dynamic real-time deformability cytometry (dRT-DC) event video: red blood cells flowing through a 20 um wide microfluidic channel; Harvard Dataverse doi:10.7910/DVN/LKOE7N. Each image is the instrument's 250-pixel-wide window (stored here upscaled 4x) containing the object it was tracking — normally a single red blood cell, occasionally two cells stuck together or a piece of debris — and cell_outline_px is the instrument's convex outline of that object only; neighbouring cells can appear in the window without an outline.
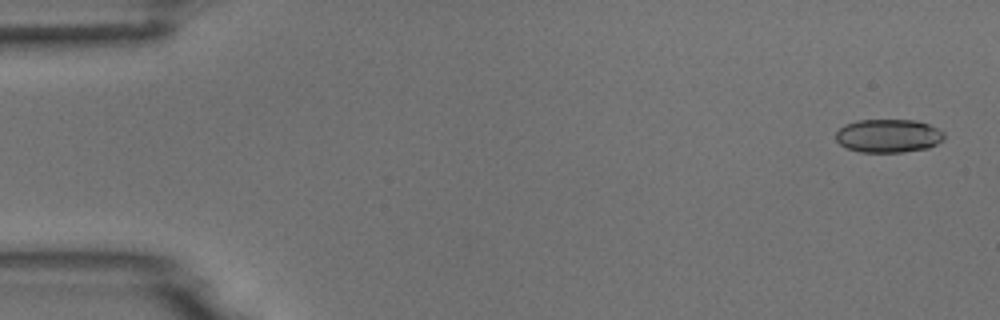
{"species": "common noctule bat (a hibernating species)", "species_latin": "Nyctalus noctula", "temperature_condition": "room temperature", "stored_images_in_passage": 7, "camera_frame_rate_fps": 3000, "um_per_image_px": 0.085, "animal": {"sex": "male", "body_mass_g": 18.8}, "frame": {"image": 1, "passage_image": 1, "time_ms": 0.0, "image_size_px": [1000, 320], "cell_outline_px": [[944, 140], [928, 148], [904, 152], [860, 152], [848, 148], [840, 144], [836, 140], [836, 132], [844, 124], [856, 120], [916, 120], [928, 124], [944, 132]], "centroid_in_image_um": [75.51, 11.54], "position_along_channel_um": 9.5, "area_um2": 21.15}}
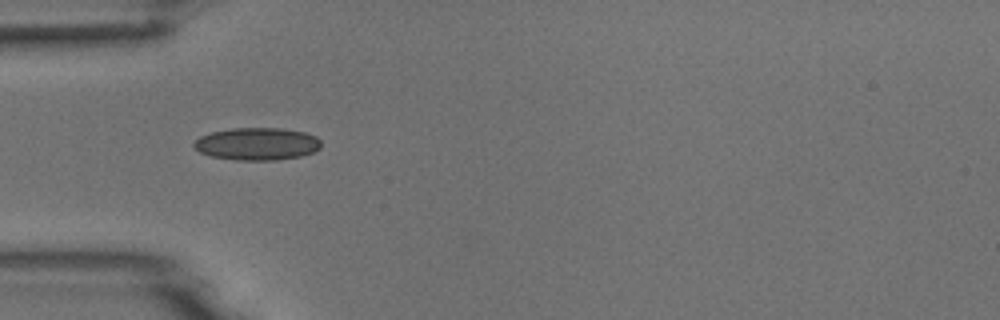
{"frame": {"image": 2, "passage_image": 5, "time_ms": 1.333, "image_size_px": [1000, 320], "cell_outline_px": [[320, 148], [312, 152], [300, 156], [276, 160], [236, 160], [212, 156], [200, 152], [192, 144], [200, 136], [212, 132], [232, 128], [280, 128], [304, 132], [316, 136], [320, 140]], "centroid_in_image_um": [21.85, 12.23], "position_along_channel_um": 63.1, "area_um2": 23.93}}